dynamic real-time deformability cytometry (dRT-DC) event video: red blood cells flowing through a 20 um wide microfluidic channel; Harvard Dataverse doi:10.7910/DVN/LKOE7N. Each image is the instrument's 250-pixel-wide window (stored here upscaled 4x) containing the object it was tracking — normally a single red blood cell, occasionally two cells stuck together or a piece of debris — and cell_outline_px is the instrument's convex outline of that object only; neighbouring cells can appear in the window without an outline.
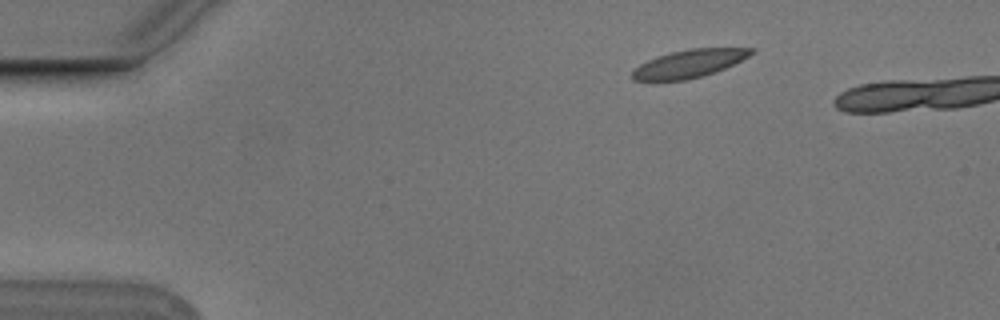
{"species": "Egyptian fruit bat (a non-hibernating species)", "species_latin": "Rousettus aegyptiacus", "temperature_condition": "cold", "stored_images_in_passage": 8, "camera_frame_rate_fps": 3000, "um_per_image_px": 0.085, "animal": {"sex": "male"}, "frame": {"image": 1, "passage_image": 3, "time_ms": 0.667, "image_size_px": [1000, 320], "cell_outline_px": [[756, 52], [716, 72], [688, 80], [632, 80], [632, 72], [640, 64], [656, 56], [688, 48], [756, 48]], "centroid_in_image_um": [58.59, 5.4], "position_along_channel_um": 26.4, "area_um2": 19.19}}